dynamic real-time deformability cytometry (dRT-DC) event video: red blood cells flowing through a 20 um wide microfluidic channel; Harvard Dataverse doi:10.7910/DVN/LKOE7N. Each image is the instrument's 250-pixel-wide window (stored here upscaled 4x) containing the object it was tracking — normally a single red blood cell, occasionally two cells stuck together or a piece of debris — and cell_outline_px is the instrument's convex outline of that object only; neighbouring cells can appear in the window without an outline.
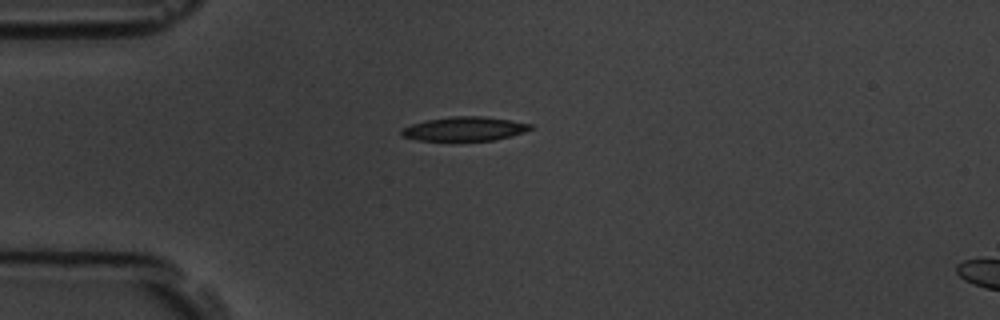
{"species": "common noctule bat (a hibernating species)", "species_latin": "Nyctalus noctula", "temperature_condition": "room temperature", "stored_images_in_passage": 5, "camera_frame_rate_fps": 3000, "um_per_image_px": 0.085, "animal": {"sex": "male", "body_mass_g": 19.5, "forearm_length_mm": 54.6}, "frame": {"image": 1, "passage_image": 5, "time_ms": 4.667, "image_size_px": [1000, 320], "cell_outline_px": [[536, 128], [524, 132], [492, 140], [416, 140], [400, 136], [400, 132], [404, 128], [412, 124], [428, 120], [452, 116], [484, 116], [532, 124]], "centroid_in_image_um": [39.49, 10.95], "position_along_channel_um": 45.5, "area_um2": 17.86}}